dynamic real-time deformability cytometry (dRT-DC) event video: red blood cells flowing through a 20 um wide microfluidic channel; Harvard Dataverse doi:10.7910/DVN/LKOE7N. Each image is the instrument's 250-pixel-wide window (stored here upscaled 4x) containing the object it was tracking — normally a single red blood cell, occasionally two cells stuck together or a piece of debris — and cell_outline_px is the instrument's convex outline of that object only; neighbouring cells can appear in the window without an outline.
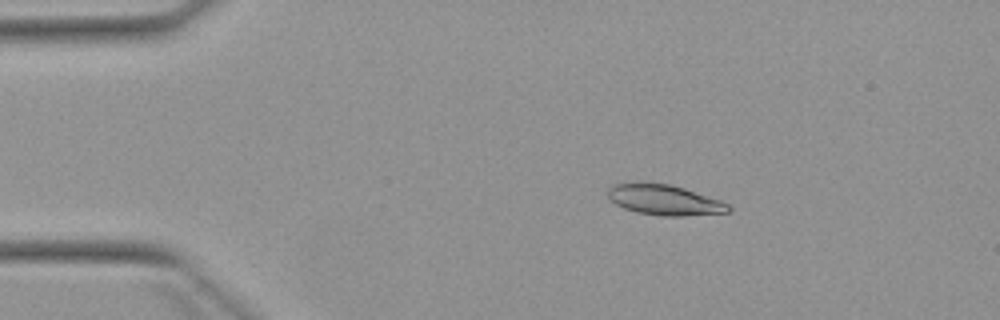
{"species": "Egyptian fruit bat (a non-hibernating species)", "species_latin": "Rousettus aegyptiacus", "temperature_condition": "warm", "stored_images_in_passage": 6, "camera_frame_rate_fps": 3000, "um_per_image_px": 0.085, "animal": {"sex": "female"}, "frame": {"image": 1, "passage_image": 3, "time_ms": 2.333, "image_size_px": [1000, 320], "cell_outline_px": [[732, 208], [728, 212], [684, 216], [660, 216], [636, 212], [624, 208], [608, 200], [608, 188], [612, 184], [644, 180], [668, 184], [684, 188], [720, 200], [728, 204]], "centroid_in_image_um": [56.4, 16.96], "position_along_channel_um": 28.6, "area_um2": 21.85}}
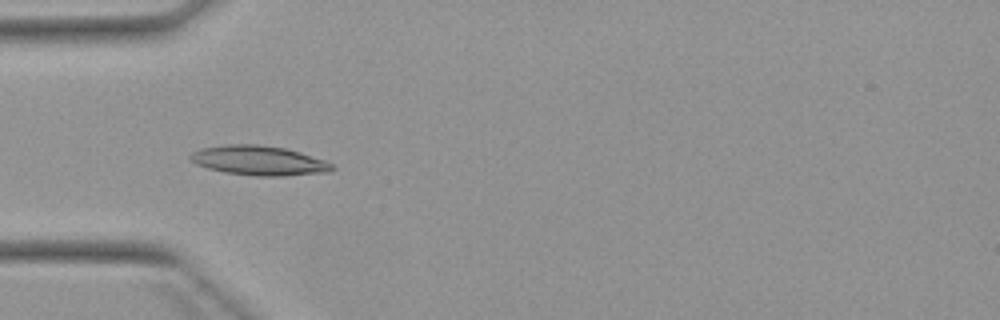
{"frame": {"image": 2, "passage_image": 5, "time_ms": 4.667, "image_size_px": [1000, 320], "cell_outline_px": [[336, 168], [328, 172], [284, 176], [256, 176], [224, 172], [208, 168], [196, 164], [188, 156], [192, 152], [200, 148], [228, 144], [256, 144], [284, 148], [300, 152], [324, 160], [332, 164]], "centroid_in_image_um": [22.0, 13.65], "position_along_channel_um": 63.0, "area_um2": 24.39}}
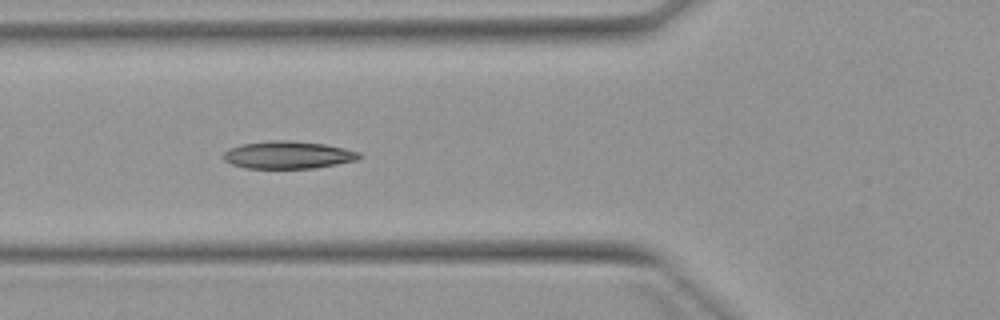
{"frame": {"image": 3, "passage_image": 6, "time_ms": 5.667, "image_size_px": [1000, 320], "cell_outline_px": [[360, 156], [356, 160], [316, 168], [244, 168], [232, 164], [224, 160], [224, 152], [228, 148], [240, 144], [272, 140], [288, 140], [324, 144], [344, 148], [360, 152]], "centroid_in_image_um": [24.45, 13.16], "position_along_channel_um": 101.4, "area_um2": 21.73}}